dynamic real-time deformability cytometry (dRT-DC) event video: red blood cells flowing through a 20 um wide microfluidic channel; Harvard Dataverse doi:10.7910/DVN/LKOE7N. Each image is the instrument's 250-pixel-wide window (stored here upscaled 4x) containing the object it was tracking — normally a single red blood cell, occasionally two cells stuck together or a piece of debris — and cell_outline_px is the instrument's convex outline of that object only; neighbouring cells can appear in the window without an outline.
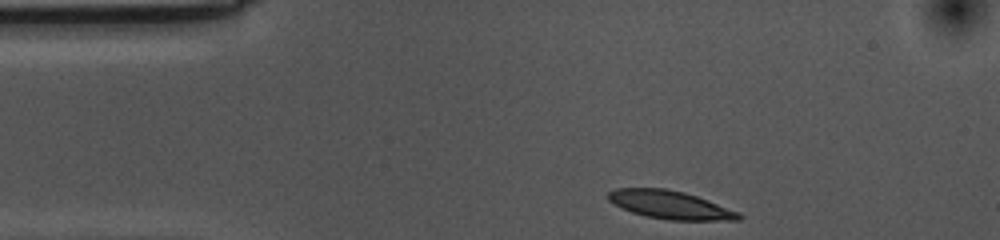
{"species": "common noctule bat (a hibernating species)", "species_latin": "Nyctalus noctula", "temperature_condition": "cold", "stored_images_in_passage": 35, "camera_frame_rate_fps": 3000, "um_per_image_px": 0.085, "animal": {"sex": "female", "body_mass_g": 10.0, "forearm_length_mm": 53.1}, "frame": {"image": 1, "passage_image": 1, "time_ms": 0.0, "image_size_px": [1000, 240], "cell_outline_px": [[744, 216], [740, 220], [668, 220], [644, 216], [620, 208], [608, 200], [608, 192], [616, 188], [668, 188], [684, 192], [696, 196], [740, 212]], "centroid_in_image_um": [56.96, 17.41], "position_along_channel_um": 28.0, "area_um2": 21.56}}
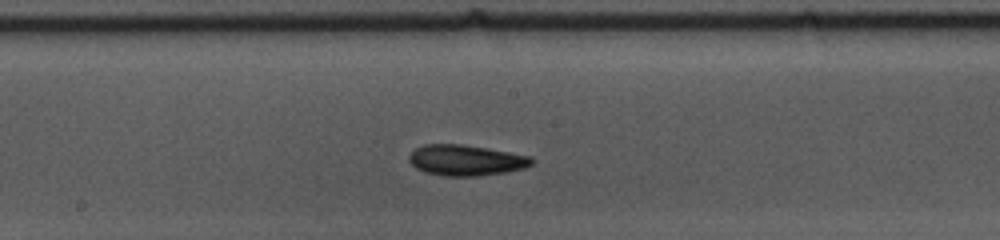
{"frame": {"image": 2, "passage_image": 20, "time_ms": 6.333, "image_size_px": [1000, 240], "cell_outline_px": [[536, 160], [532, 164], [524, 168], [504, 172], [476, 176], [444, 176], [424, 172], [416, 168], [408, 160], [408, 156], [416, 148], [424, 144], [460, 144], [532, 156]], "centroid_in_image_um": [39.59, 13.62], "position_along_channel_um": 208.6, "area_um2": 21.91}}
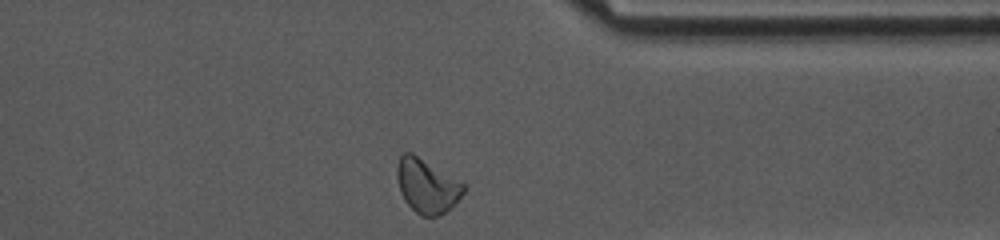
{"frame": {"image": 3, "passage_image": 35, "time_ms": 11.333, "image_size_px": [1000, 240], "cell_outline_px": [[468, 188], [444, 212], [436, 216], [420, 216], [404, 200], [400, 192], [396, 176], [396, 168], [400, 156], [404, 152], [412, 152], [464, 184]], "centroid_in_image_um": [36.24, 15.78], "position_along_channel_um": 375.2, "area_um2": 20.63}, "authors_computed_cell_mechanics": {"area_um2": 21.2126, "velocity_mm_per_s": 3.4978, "shape_relaxation_time_tau1_ms": 6.3336, "shape_relaxation_time_tau2_ms": 4.1251, "deformation_change_tau1": 0.1351, "deformation_change_tau2": 0.1036}}